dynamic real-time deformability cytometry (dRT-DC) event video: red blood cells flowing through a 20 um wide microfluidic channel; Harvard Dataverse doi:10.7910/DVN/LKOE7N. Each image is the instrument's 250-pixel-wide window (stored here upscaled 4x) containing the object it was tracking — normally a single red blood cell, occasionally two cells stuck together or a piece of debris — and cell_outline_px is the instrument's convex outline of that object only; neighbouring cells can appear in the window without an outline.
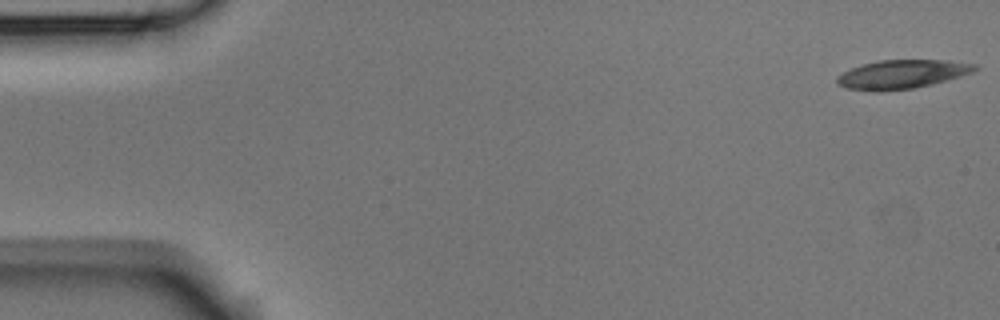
{"species": "Egyptian fruit bat (a non-hibernating species)", "species_latin": "Rousettus aegyptiacus", "temperature_condition": "room temperature", "stored_images_in_passage": 5, "segment_of_instrument_passage": [1, 2], "camera_frame_rate_fps": 3000, "um_per_image_px": 0.085, "animal": {"sex": "male"}, "frame": {"image": 1, "passage_image": 1, "time_ms": 0.0, "image_size_px": [1000, 320], "cell_outline_px": [[980, 68], [972, 72], [960, 76], [932, 84], [916, 88], [880, 92], [872, 92], [844, 88], [836, 84], [836, 76], [852, 68], [864, 64], [880, 60], [948, 60], [976, 64]], "centroid_in_image_um": [76.64, 6.33], "position_along_channel_um": 8.4, "area_um2": 23.35}}
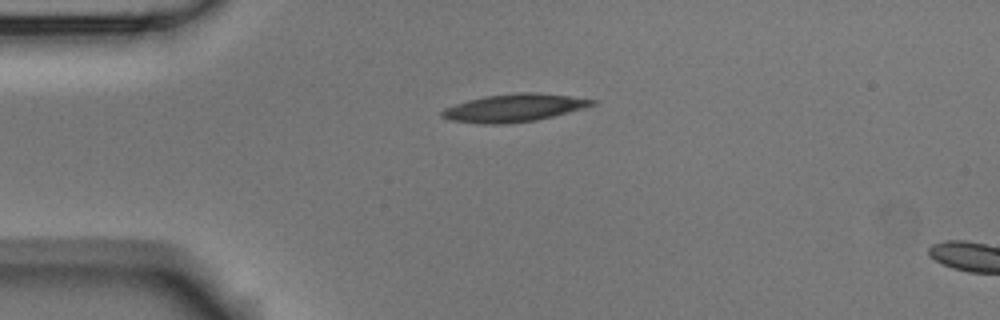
{"frame": {"image": 2, "passage_image": 4, "time_ms": 4.0, "image_size_px": [1000, 320], "cell_outline_px": [[596, 104], [584, 108], [536, 120], [508, 124], [480, 124], [448, 120], [440, 116], [440, 112], [444, 108], [468, 100], [484, 96], [524, 92], [532, 92], [568, 96], [596, 100]], "centroid_in_image_um": [43.64, 9.18], "position_along_channel_um": 41.4, "area_um2": 24.22}}